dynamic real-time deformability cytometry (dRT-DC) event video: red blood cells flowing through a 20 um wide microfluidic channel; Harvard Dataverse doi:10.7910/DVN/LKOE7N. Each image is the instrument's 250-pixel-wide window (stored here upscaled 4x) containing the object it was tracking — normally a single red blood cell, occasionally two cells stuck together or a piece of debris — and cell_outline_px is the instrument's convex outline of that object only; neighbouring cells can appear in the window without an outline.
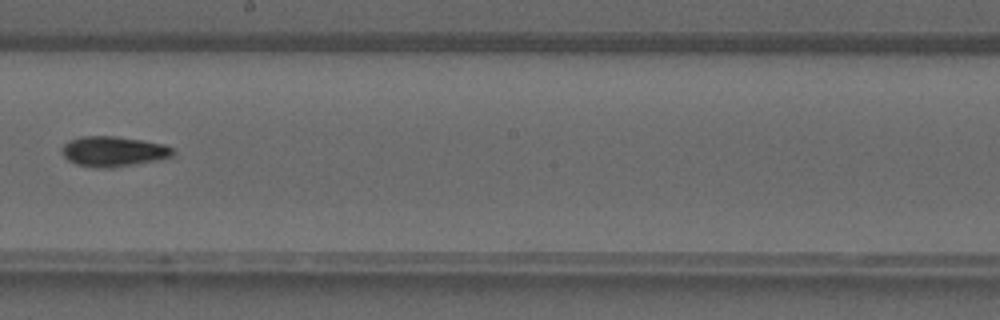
{"species": "common noctule bat (a hibernating species)", "species_latin": "Nyctalus noctula", "temperature_condition": "warm", "stored_images_in_passage": 31, "camera_frame_rate_fps": 3000, "um_per_image_px": 0.085, "animal": {"sex": "male", "forearm_length_mm": 52.5}, "frame": {"image": 1, "passage_image": 14, "time_ms": 4.333, "image_size_px": [1000, 320], "cell_outline_px": [[176, 152], [172, 156], [156, 160], [112, 168], [100, 168], [76, 164], [68, 160], [64, 156], [60, 148], [64, 144], [80, 136], [116, 136], [164, 144], [172, 148]], "centroid_in_image_um": [9.63, 12.87], "position_along_channel_um": 238.6, "area_um2": 19.42}}
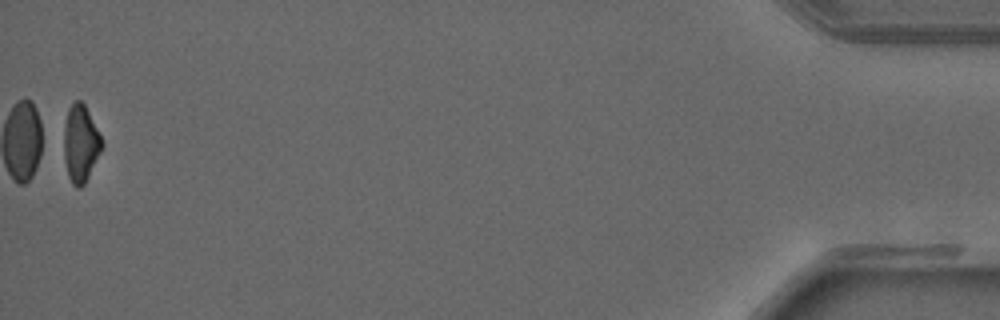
{"frame": {"image": 2, "passage_image": 31, "time_ms": 10.0, "image_size_px": [1000, 320], "cell_outline_px": [[104, 144], [84, 184], [80, 188], [76, 188], [72, 184], [68, 176], [64, 160], [64, 124], [68, 108], [76, 100], [80, 100], [84, 104], [104, 140]], "centroid_in_image_um": [6.85, 12.19], "position_along_channel_um": 428.4, "area_um2": 17.11}}